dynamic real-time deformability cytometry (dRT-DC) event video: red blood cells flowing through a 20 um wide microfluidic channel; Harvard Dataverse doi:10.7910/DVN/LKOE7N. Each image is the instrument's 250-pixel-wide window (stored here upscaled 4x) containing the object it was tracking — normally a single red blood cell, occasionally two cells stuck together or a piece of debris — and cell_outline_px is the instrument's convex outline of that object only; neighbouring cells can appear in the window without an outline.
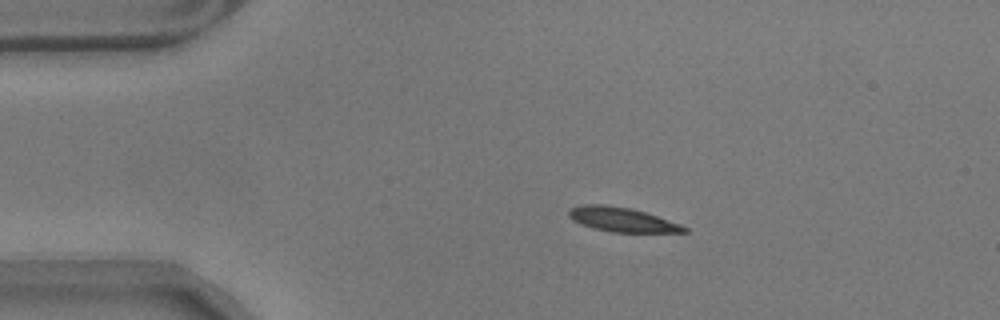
{"species": "common noctule bat (a hibernating species)", "species_latin": "Nyctalus noctula", "temperature_condition": "warm", "stored_images_in_passage": 34, "camera_frame_rate_fps": 3000, "um_per_image_px": 0.085, "animal": {"sex": "male", "body_mass_g": 17.9}, "frame": {"image": 1, "passage_image": 1, "time_ms": 0.0, "image_size_px": [1000, 320], "cell_outline_px": [[688, 232], [612, 232], [592, 228], [580, 224], [572, 220], [568, 216], [568, 212], [572, 208], [584, 204], [600, 204], [632, 208], [680, 224], [688, 228]], "centroid_in_image_um": [52.84, 18.67], "position_along_channel_um": 32.2, "area_um2": 16.24}}
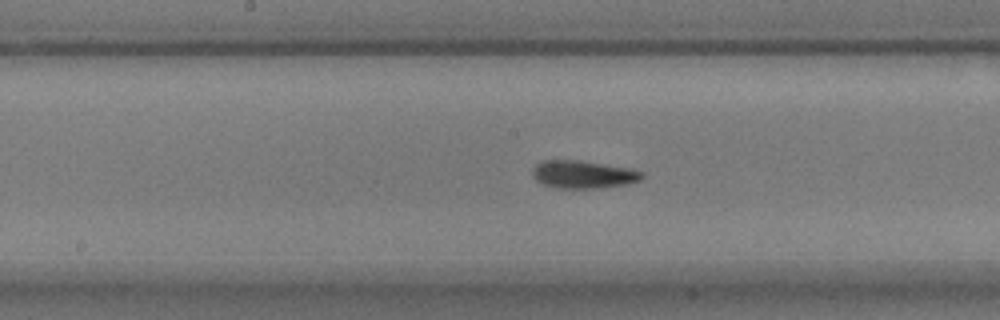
{"frame": {"image": 2, "passage_image": 19, "time_ms": 6.0, "image_size_px": [1000, 320], "cell_outline_px": [[644, 176], [640, 180], [628, 184], [600, 188], [556, 188], [544, 184], [536, 180], [532, 176], [532, 168], [536, 164], [544, 160], [580, 160], [628, 168], [644, 172]], "centroid_in_image_um": [49.56, 14.83], "position_along_channel_um": 198.6, "area_um2": 17.8}}
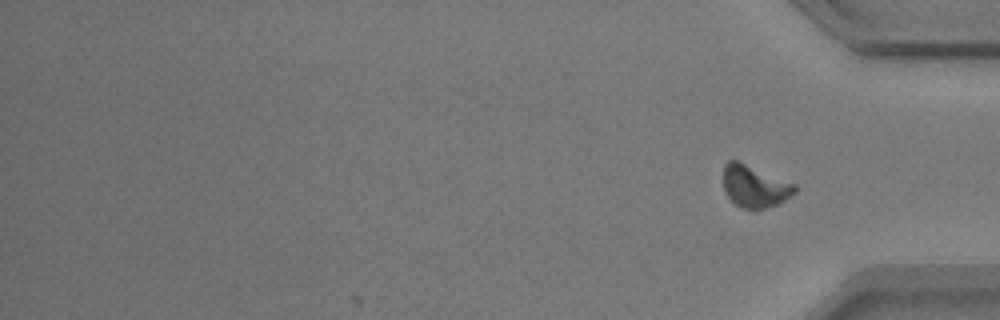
{"frame": {"image": 3, "passage_image": 34, "time_ms": 11.0, "image_size_px": [1000, 320], "cell_outline_px": [[796, 192], [784, 200], [776, 204], [756, 212], [740, 208], [724, 192], [724, 164], [728, 160], [736, 160], [796, 184]], "centroid_in_image_um": [64.14, 15.87], "position_along_channel_um": 371.1, "area_um2": 17.63}, "authors_computed_cell_mechanics": {"area_um2": 17.1666, "velocity_mm_per_s": 3.5021, "shape_relaxation_time_tau1_ms": 4.5354, "shape_relaxation_time_tau2_ms": 2.2761, "deformation_change_tau1": 0.1385, "deformation_change_tau2": 0.0839}}